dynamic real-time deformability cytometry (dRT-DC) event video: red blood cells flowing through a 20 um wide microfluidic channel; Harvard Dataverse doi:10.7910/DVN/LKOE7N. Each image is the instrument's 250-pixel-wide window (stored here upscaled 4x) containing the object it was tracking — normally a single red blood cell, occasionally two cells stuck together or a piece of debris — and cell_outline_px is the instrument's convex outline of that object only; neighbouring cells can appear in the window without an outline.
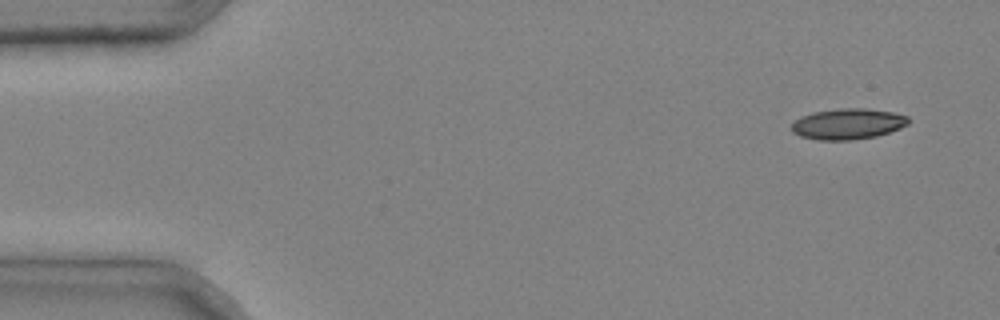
{"species": "common noctule bat (a hibernating species)", "species_latin": "Nyctalus noctula", "temperature_condition": "cold", "stored_images_in_passage": 5, "segment_of_instrument_passage": [1, 2], "camera_frame_rate_fps": 3000, "um_per_image_px": 0.085, "animal": {"sex": "male", "body_mass_g": 20.4}, "frame": {"image": 1, "passage_image": 1, "time_ms": 0.0, "image_size_px": [1000, 320], "cell_outline_px": [[908, 124], [900, 128], [876, 136], [852, 140], [820, 140], [800, 136], [792, 132], [792, 124], [800, 116], [812, 112], [840, 108], [864, 108], [892, 112], [908, 116]], "centroid_in_image_um": [72.05, 10.53], "position_along_channel_um": 13.0, "area_um2": 20.92}}
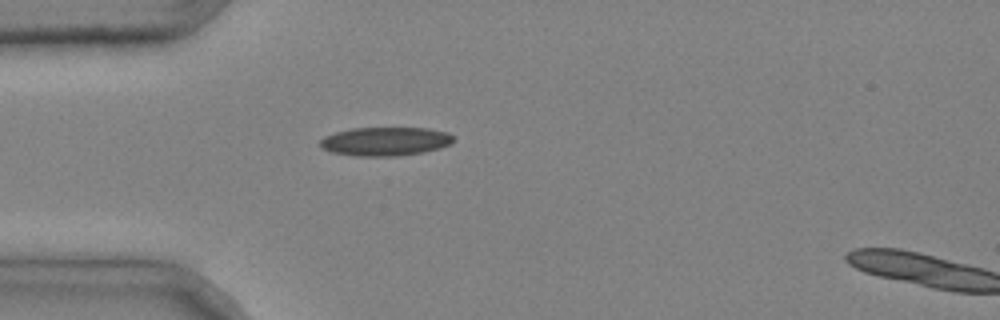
{"frame": {"image": 2, "passage_image": 4, "time_ms": 1.0, "image_size_px": [1000, 320], "cell_outline_px": [[452, 144], [440, 148], [424, 152], [396, 156], [356, 156], [332, 152], [320, 148], [320, 140], [324, 136], [336, 132], [352, 128], [428, 128], [448, 132], [452, 136]], "centroid_in_image_um": [32.74, 12.02], "position_along_channel_um": 52.3, "area_um2": 22.37}}